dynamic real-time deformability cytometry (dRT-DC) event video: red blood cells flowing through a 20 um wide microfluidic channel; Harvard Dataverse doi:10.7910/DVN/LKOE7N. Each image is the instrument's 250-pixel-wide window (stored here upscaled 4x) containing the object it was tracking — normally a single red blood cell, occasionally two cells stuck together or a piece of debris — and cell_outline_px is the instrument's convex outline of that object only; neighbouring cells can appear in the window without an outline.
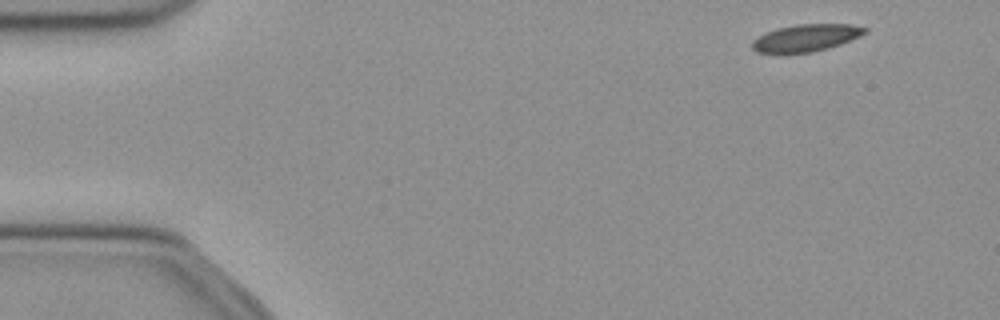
{"species": "common noctule bat (a hibernating species)", "species_latin": "Nyctalus noctula", "temperature_condition": "cold", "stored_images_in_passage": 50, "camera_frame_rate_fps": 3000, "um_per_image_px": 0.085, "animal": {"sex": "female", "body_mass_g": 21.9}, "frame": {"image": 1, "passage_image": 2, "time_ms": 0.333, "image_size_px": [1000, 320], "cell_outline_px": [[868, 32], [860, 36], [840, 44], [828, 48], [812, 52], [756, 52], [752, 48], [752, 40], [768, 32], [780, 28], [796, 24], [852, 24], [868, 28]], "centroid_in_image_um": [68.57, 3.2], "position_along_channel_um": 16.4, "area_um2": 17.51}}
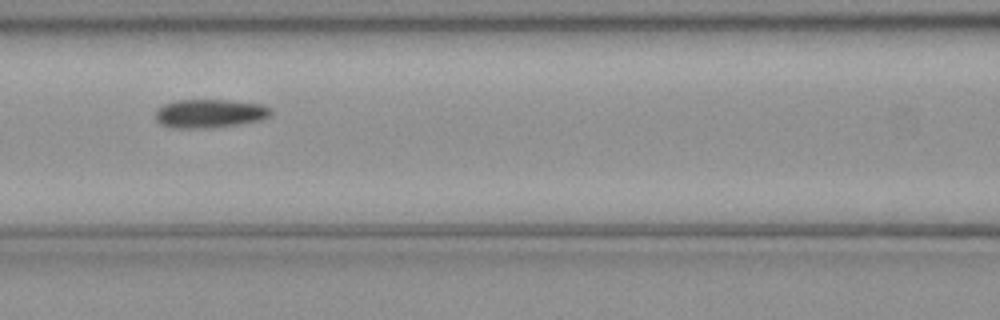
{"frame": {"image": 2, "passage_image": 20, "time_ms": 6.333, "image_size_px": [1000, 320], "cell_outline_px": [[272, 112], [268, 116], [260, 120], [236, 124], [208, 128], [168, 128], [160, 124], [156, 120], [156, 112], [164, 104], [176, 100], [228, 100], [260, 104], [268, 108]], "centroid_in_image_um": [17.77, 9.65], "position_along_channel_um": 148.8, "area_um2": 19.02}}
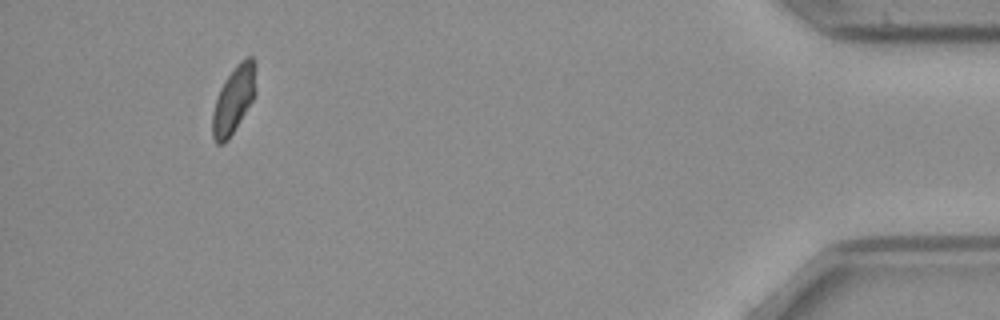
{"frame": {"image": 3, "passage_image": 46, "time_ms": 15.0, "image_size_px": [1000, 320], "cell_outline_px": [[256, 92], [252, 100], [228, 140], [224, 144], [216, 144], [212, 136], [212, 112], [220, 88], [224, 80], [236, 64], [240, 60], [248, 56], [252, 56], [256, 64]], "centroid_in_image_um": [19.87, 8.44], "position_along_channel_um": 415.3, "area_um2": 17.11}, "authors_computed_cell_mechanics": {"area_um2": 18.2937, "velocity_mm_per_s": 3.8966, "shape_relaxation_time_tau1_ms": 4.2296, "shape_relaxation_time_tau2_ms": null, "deformation_change_tau1": 0.1011, "deformation_change_tau2": null}}